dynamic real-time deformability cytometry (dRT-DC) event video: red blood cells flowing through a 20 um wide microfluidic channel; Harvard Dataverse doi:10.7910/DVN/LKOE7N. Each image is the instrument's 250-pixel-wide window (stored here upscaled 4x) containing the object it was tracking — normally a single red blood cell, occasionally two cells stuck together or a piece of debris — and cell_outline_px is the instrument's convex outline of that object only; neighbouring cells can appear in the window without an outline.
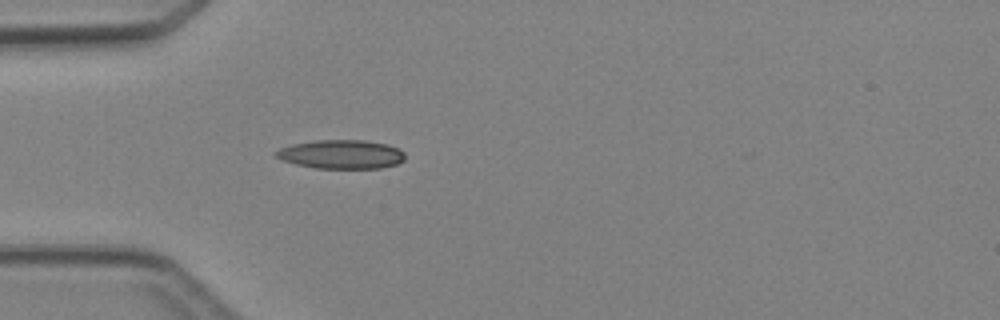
{"species": "Egyptian fruit bat (a non-hibernating species)", "species_latin": "Rousettus aegyptiacus", "temperature_condition": "cold", "stored_images_in_passage": 1, "camera_frame_rate_fps": 3000, "um_per_image_px": 0.085, "animal": {"sex": "female"}, "frame": {"image": 1, "passage_image": 1, "time_ms": 0.0, "image_size_px": [1000, 320], "cell_outline_px": [[404, 160], [396, 164], [380, 168], [316, 168], [296, 164], [284, 160], [276, 156], [276, 152], [280, 148], [292, 144], [316, 140], [364, 140], [388, 144], [400, 148], [404, 152]], "centroid_in_image_um": [29.05, 13.11], "position_along_channel_um": 55.9, "area_um2": 21.62}}